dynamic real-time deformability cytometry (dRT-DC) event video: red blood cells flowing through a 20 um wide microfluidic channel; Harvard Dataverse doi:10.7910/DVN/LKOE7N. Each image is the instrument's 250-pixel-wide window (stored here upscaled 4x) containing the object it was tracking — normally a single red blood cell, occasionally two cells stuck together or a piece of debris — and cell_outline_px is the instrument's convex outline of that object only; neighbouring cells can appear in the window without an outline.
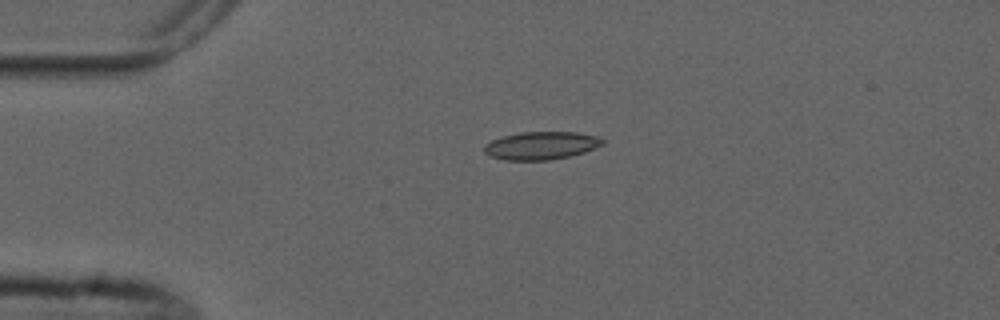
{"species": "common noctule bat (a hibernating species)", "species_latin": "Nyctalus noctula", "temperature_condition": "cold", "stored_images_in_passage": 3, "camera_frame_rate_fps": 3000, "um_per_image_px": 0.085, "animal": {"sex": "male", "forearm_length_mm": 52.5}, "frame": {"image": 1, "passage_image": 1, "time_ms": 0.0, "image_size_px": [1000, 320], "cell_outline_px": [[604, 144], [596, 148], [584, 152], [568, 156], [548, 160], [504, 160], [488, 156], [484, 152], [484, 144], [500, 136], [520, 132], [576, 132], [596, 136], [604, 140]], "centroid_in_image_um": [45.96, 12.37], "position_along_channel_um": 39.0, "area_um2": 19.36}}
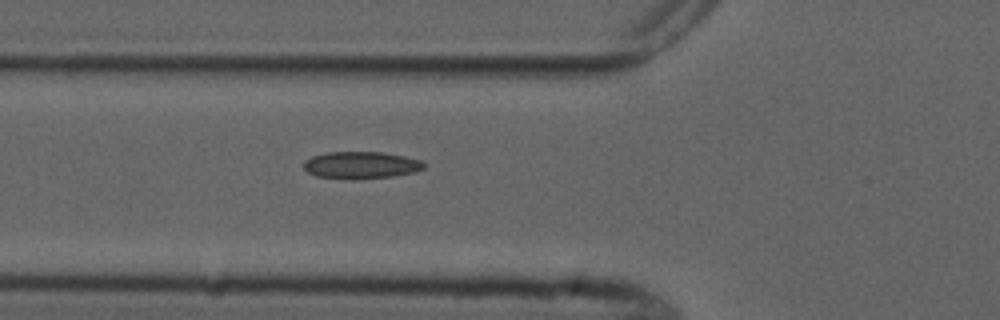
{"frame": {"image": 2, "passage_image": 3, "time_ms": 2.333, "image_size_px": [1000, 320], "cell_outline_px": [[428, 164], [424, 168], [412, 172], [392, 176], [352, 180], [348, 180], [316, 176], [308, 172], [304, 168], [304, 160], [312, 156], [328, 152], [384, 152], [404, 156], [420, 160]], "centroid_in_image_um": [30.67, 14.04], "position_along_channel_um": 95.1, "area_um2": 19.13}}